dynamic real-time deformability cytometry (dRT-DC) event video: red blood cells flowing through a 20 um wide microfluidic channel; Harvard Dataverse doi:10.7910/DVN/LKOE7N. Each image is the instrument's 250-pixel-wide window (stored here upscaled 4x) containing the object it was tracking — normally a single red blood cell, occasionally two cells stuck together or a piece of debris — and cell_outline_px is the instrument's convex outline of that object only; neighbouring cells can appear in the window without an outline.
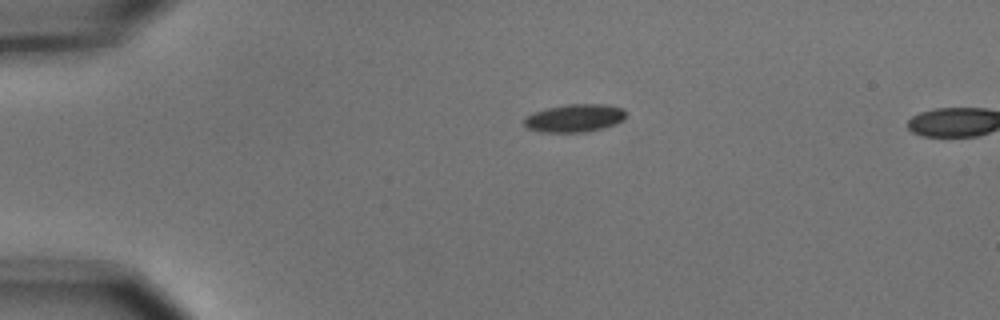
{"species": "common noctule bat (a hibernating species)", "species_latin": "Nyctalus noctula", "temperature_condition": "cold", "stored_images_in_passage": 45, "segment_of_instrument_passage": [1, 2], "camera_frame_rate_fps": 3000, "um_per_image_px": 0.085, "animal": {"sex": "male", "body_mass_g": 15.6}, "frame": {"image": 1, "passage_image": 1, "time_ms": 0.0, "image_size_px": [1000, 320], "cell_outline_px": [[628, 112], [624, 120], [616, 124], [604, 128], [584, 132], [540, 132], [528, 128], [524, 124], [524, 116], [532, 112], [548, 108], [568, 104], [604, 104], [624, 108]], "centroid_in_image_um": [48.87, 10.03], "position_along_channel_um": 36.1, "area_um2": 16.82}}
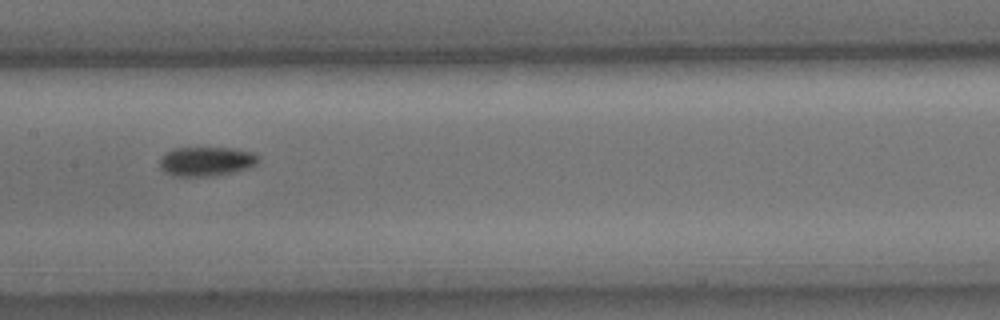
{"frame": {"image": 2, "passage_image": 17, "time_ms": 5.333, "image_size_px": [1000, 320], "cell_outline_px": [[260, 160], [256, 164], [248, 168], [232, 172], [212, 176], [172, 176], [164, 172], [160, 168], [160, 160], [164, 152], [176, 148], [232, 148], [256, 152], [260, 156]], "centroid_in_image_um": [17.55, 13.71], "position_along_channel_um": 189.8, "area_um2": 17.05}}
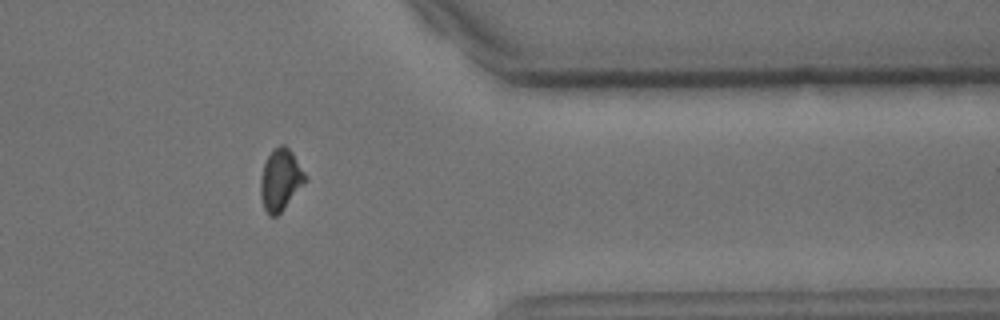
{"frame": {"image": 3, "passage_image": 34, "time_ms": 11.0, "image_size_px": [1000, 320], "cell_outline_px": [[308, 180], [284, 208], [276, 216], [268, 216], [264, 208], [260, 196], [260, 176], [264, 164], [268, 156], [280, 144], [284, 144], [292, 152], [308, 176]], "centroid_in_image_um": [23.85, 15.29], "position_along_channel_um": 387.5, "area_um2": 16.13}}